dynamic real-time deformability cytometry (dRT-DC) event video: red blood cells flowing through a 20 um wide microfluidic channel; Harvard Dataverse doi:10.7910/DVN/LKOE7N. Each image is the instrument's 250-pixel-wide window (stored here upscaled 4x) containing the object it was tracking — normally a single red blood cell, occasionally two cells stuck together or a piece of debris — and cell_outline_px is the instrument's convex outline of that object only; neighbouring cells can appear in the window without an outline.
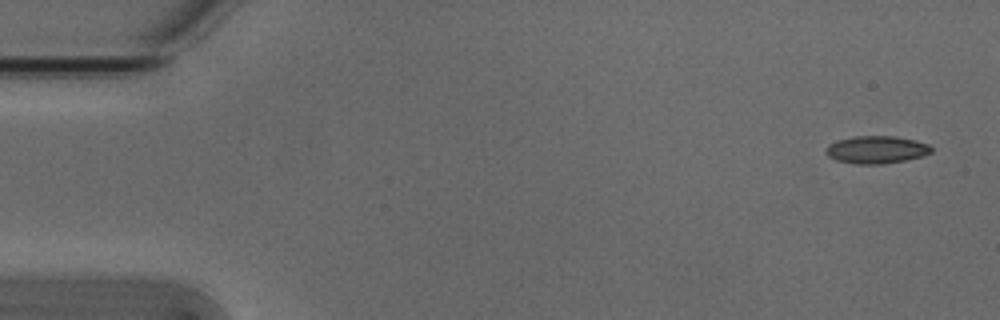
{"species": "Egyptian fruit bat (a non-hibernating species)", "species_latin": "Rousettus aegyptiacus", "temperature_condition": "cold", "stored_images_in_passage": 52, "camera_frame_rate_fps": 3000, "um_per_image_px": 0.085, "animal": {"sex": "male"}, "frame": {"image": 1, "passage_image": 1, "time_ms": 0.0, "image_size_px": [1000, 320], "cell_outline_px": [[932, 152], [920, 156], [904, 160], [880, 164], [856, 164], [836, 160], [828, 156], [824, 152], [828, 144], [836, 140], [856, 136], [892, 136], [912, 140], [928, 144], [932, 148]], "centroid_in_image_um": [74.43, 12.72], "position_along_channel_um": 10.6, "area_um2": 16.76}}
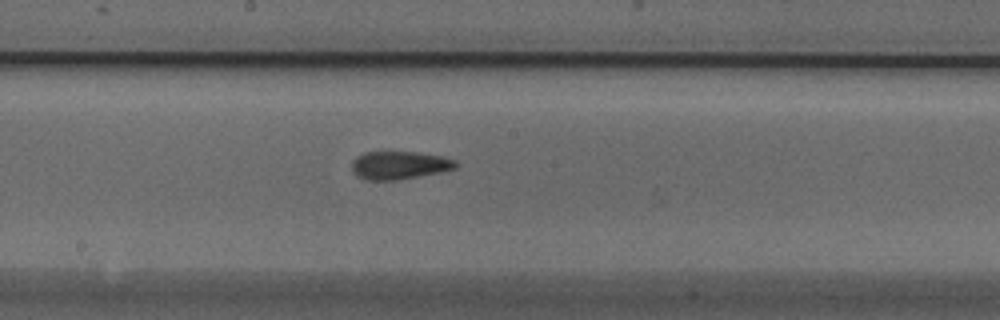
{"frame": {"image": 2, "passage_image": 27, "time_ms": 8.667, "image_size_px": [1000, 320], "cell_outline_px": [[460, 164], [456, 168], [440, 172], [396, 180], [368, 180], [356, 176], [352, 172], [352, 160], [356, 156], [364, 152], [416, 152], [440, 156], [456, 160]], "centroid_in_image_um": [33.93, 14.04], "position_along_channel_um": 214.3, "area_um2": 17.05}}
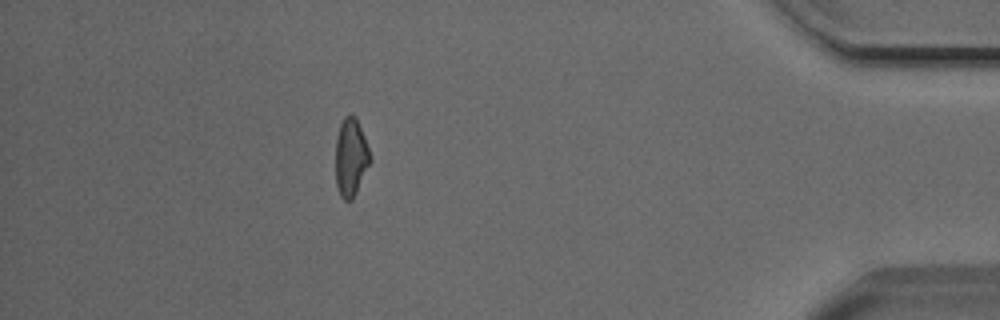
{"frame": {"image": 3, "passage_image": 46, "time_ms": 15.0, "image_size_px": [1000, 320], "cell_outline_px": [[372, 160], [352, 200], [344, 200], [340, 196], [336, 184], [336, 136], [340, 124], [344, 116], [356, 116], [372, 156]], "centroid_in_image_um": [29.83, 13.37], "position_along_channel_um": 405.4, "area_um2": 15.78}, "authors_computed_cell_mechanics": {"area_um2": 16.7909, "velocity_mm_per_s": 3.8263, "shape_relaxation_time_tau1_ms": 6.4534, "shape_relaxation_time_tau2_ms": 2.5827, "deformation_change_tau1": 0.138, "deformation_change_tau2": 0.0906}}